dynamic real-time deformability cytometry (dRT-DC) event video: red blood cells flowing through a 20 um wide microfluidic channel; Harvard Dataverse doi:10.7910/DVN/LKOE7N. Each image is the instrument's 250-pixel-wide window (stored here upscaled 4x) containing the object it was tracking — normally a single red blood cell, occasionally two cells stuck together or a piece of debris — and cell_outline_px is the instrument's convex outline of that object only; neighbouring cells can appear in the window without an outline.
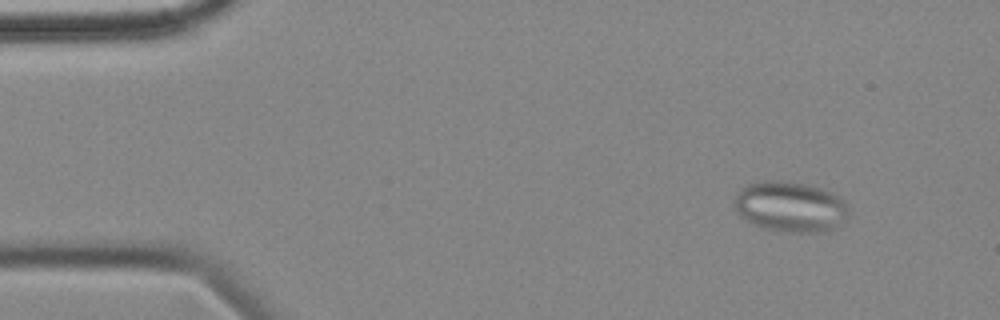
{"species": "common noctule bat (a hibernating species)", "species_latin": "Nyctalus noctula", "temperature_condition": "cold", "stored_images_in_passage": 5, "camera_frame_rate_fps": 3000, "um_per_image_px": 0.085, "animal": {"sex": "female", "body_mass_g": 18.4}, "frame": {"image": 1, "passage_image": 2, "time_ms": 1.333, "image_size_px": [1000, 320], "cell_outline_px": [[848, 212], [836, 228], [824, 232], [776, 232], [764, 228], [748, 220], [736, 208], [736, 196], [740, 188], [748, 184], [764, 180], [776, 180], [804, 184], [820, 188], [836, 196], [848, 208]], "centroid_in_image_um": [67.16, 17.58], "position_along_channel_um": 17.8, "area_um2": 32.89}}